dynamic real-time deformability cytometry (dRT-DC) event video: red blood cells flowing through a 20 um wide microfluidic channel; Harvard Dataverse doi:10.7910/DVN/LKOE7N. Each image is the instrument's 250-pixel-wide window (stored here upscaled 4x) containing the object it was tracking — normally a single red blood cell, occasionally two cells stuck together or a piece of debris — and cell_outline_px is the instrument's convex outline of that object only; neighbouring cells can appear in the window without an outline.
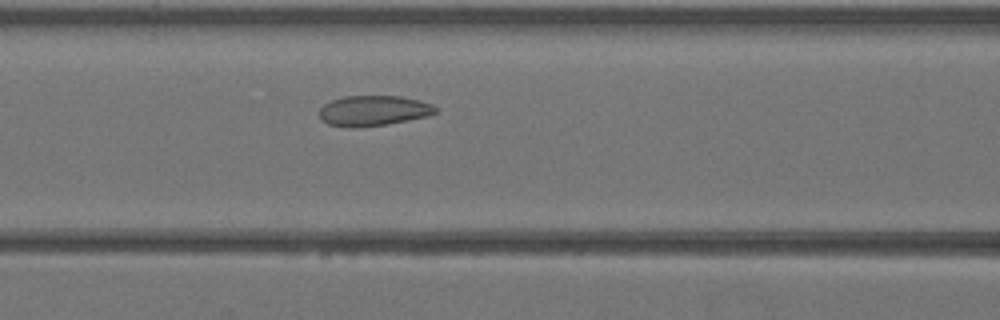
{"species": "Egyptian fruit bat (a non-hibernating species)", "species_latin": "Rousettus aegyptiacus", "temperature_condition": "warm", "stored_images_in_passage": 34, "camera_frame_rate_fps": 3000, "um_per_image_px": 0.085, "animal": {"sex": "female"}, "frame": {"image": 1, "passage_image": 10, "time_ms": 3.0, "image_size_px": [1000, 320], "cell_outline_px": [[436, 112], [428, 116], [388, 124], [352, 128], [328, 124], [320, 120], [320, 108], [324, 104], [332, 100], [344, 96], [400, 96], [420, 100], [432, 104], [436, 108]], "centroid_in_image_um": [31.73, 9.41], "position_along_channel_um": 134.9, "area_um2": 20.58}}
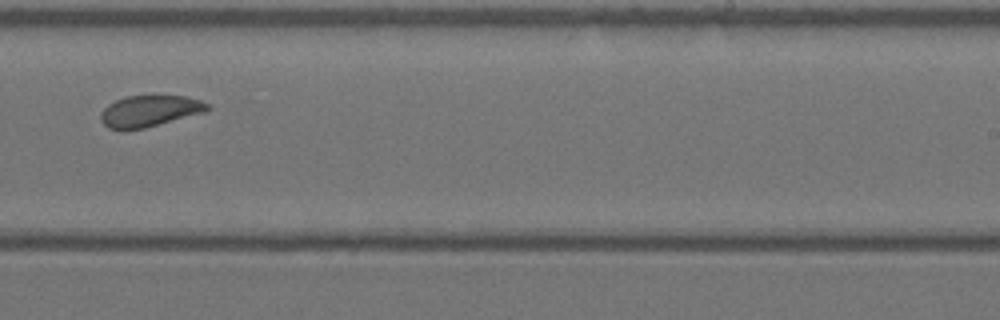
{"frame": {"image": 2, "passage_image": 19, "time_ms": 6.0, "image_size_px": [1000, 320], "cell_outline_px": [[212, 108], [204, 112], [144, 128], [108, 128], [100, 120], [100, 112], [108, 104], [124, 96], [156, 92], [184, 96], [200, 100], [208, 104]], "centroid_in_image_um": [12.73, 9.36], "position_along_channel_um": 276.3, "area_um2": 20.0}}
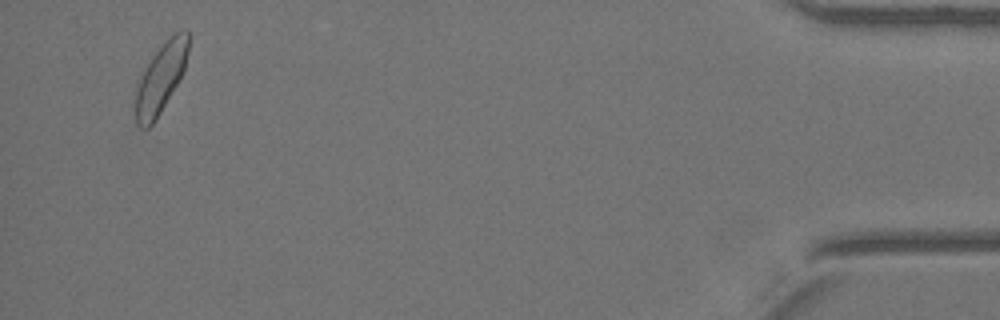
{"frame": {"image": 3, "passage_image": 33, "time_ms": 10.667, "image_size_px": [1000, 320], "cell_outline_px": [[188, 52], [184, 68], [176, 84], [156, 120], [148, 128], [140, 128], [136, 124], [136, 88], [140, 76], [152, 56], [164, 40], [172, 32], [180, 28], [188, 28]], "centroid_in_image_um": [13.67, 6.57], "position_along_channel_um": 421.5, "area_um2": 21.39}}